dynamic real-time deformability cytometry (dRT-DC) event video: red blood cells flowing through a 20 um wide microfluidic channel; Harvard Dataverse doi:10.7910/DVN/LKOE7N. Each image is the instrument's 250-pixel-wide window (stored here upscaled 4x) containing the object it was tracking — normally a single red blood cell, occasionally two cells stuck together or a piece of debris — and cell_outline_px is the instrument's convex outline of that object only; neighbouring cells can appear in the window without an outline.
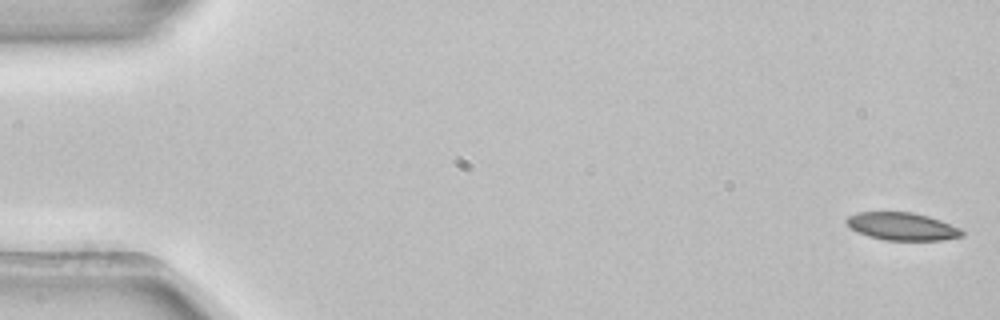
{"species": "common noctule bat (a hibernating species)", "species_latin": "Nyctalus noctula", "temperature_condition": "room temperature", "stored_images_in_passage": 4, "camera_frame_rate_fps": 3000, "um_per_image_px": 0.085, "animal": {"sex": "female", "body_mass_g": 22.7, "forearm_length_mm": 54.2}, "frame": {"image": 1, "passage_image": 1, "time_ms": 0.0, "image_size_px": [1000, 320], "cell_outline_px": [[964, 236], [940, 240], [884, 240], [868, 236], [852, 228], [844, 220], [848, 216], [860, 212], [912, 212], [928, 216], [940, 220], [960, 228], [964, 232]], "centroid_in_image_um": [76.7, 19.24], "position_along_channel_um": 8.3, "area_um2": 18.5}}
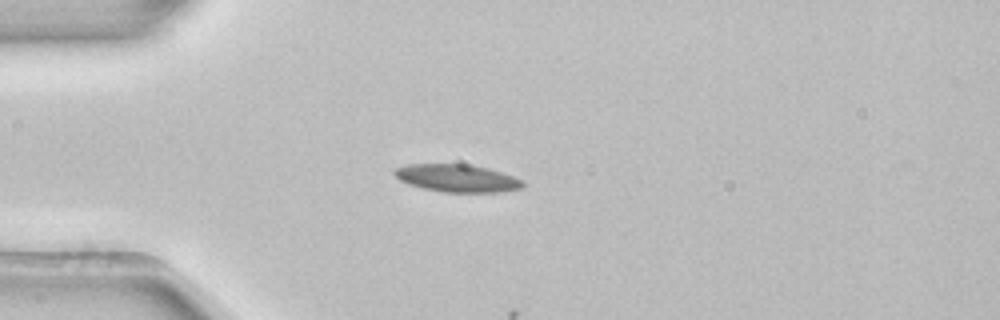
{"frame": {"image": 2, "passage_image": 3, "time_ms": 0.667, "image_size_px": [1000, 320], "cell_outline_px": [[524, 188], [500, 192], [444, 192], [424, 188], [408, 184], [400, 180], [392, 172], [396, 168], [408, 164], [464, 164], [488, 168], [524, 180]], "centroid_in_image_um": [38.87, 15.15], "position_along_channel_um": 46.1, "area_um2": 20.58}}